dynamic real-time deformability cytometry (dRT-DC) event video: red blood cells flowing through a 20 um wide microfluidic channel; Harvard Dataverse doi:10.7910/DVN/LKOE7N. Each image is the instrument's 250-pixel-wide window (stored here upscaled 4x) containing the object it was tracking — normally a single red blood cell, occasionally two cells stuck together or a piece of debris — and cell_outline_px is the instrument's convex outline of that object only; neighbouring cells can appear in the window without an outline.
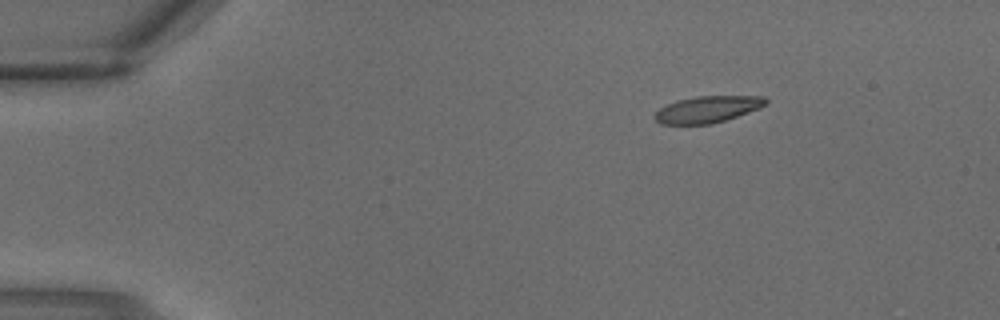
{"species": "common noctule bat (a hibernating species)", "species_latin": "Nyctalus noctula", "temperature_condition": "warm", "stored_images_in_passage": 3, "camera_frame_rate_fps": 3000, "um_per_image_px": 0.085, "animal": {"sex": "male", "body_mass_g": 18.8}, "frame": {"image": 1, "passage_image": 2, "time_ms": 0.333, "image_size_px": [1000, 320], "cell_outline_px": [[768, 100], [760, 108], [712, 124], [660, 124], [652, 116], [660, 108], [676, 100], [696, 96], [764, 96]], "centroid_in_image_um": [60.1, 9.29], "position_along_channel_um": 24.9, "area_um2": 17.11}}